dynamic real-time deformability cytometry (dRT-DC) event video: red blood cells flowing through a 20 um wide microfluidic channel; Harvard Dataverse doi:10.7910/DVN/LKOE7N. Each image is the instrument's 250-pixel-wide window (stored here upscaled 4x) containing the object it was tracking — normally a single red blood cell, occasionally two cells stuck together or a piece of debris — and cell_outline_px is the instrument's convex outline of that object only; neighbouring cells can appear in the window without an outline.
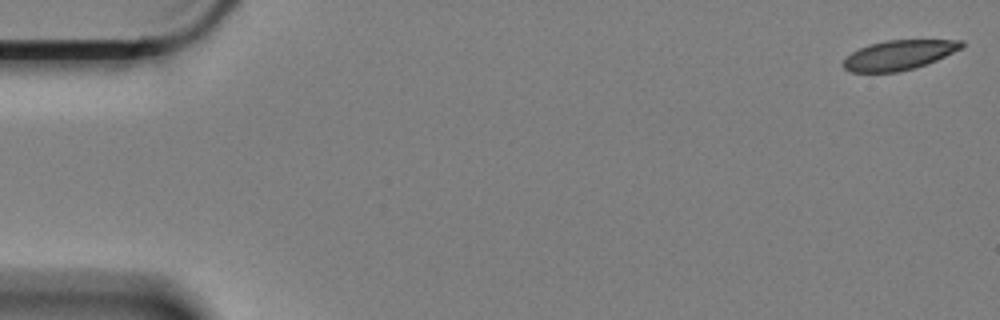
{"species": "Egyptian fruit bat (a non-hibernating species)", "species_latin": "Rousettus aegyptiacus", "temperature_condition": "cold", "stored_images_in_passage": 3, "camera_frame_rate_fps": 3000, "um_per_image_px": 0.085, "animal": {"sex": "female"}, "frame": {"image": 1, "passage_image": 1, "time_ms": 0.0, "image_size_px": [1000, 320], "cell_outline_px": [[964, 48], [936, 60], [912, 68], [896, 72], [852, 72], [844, 68], [840, 64], [852, 52], [868, 44], [884, 40], [964, 40]], "centroid_in_image_um": [76.41, 4.66], "position_along_channel_um": 8.6, "area_um2": 20.4}}